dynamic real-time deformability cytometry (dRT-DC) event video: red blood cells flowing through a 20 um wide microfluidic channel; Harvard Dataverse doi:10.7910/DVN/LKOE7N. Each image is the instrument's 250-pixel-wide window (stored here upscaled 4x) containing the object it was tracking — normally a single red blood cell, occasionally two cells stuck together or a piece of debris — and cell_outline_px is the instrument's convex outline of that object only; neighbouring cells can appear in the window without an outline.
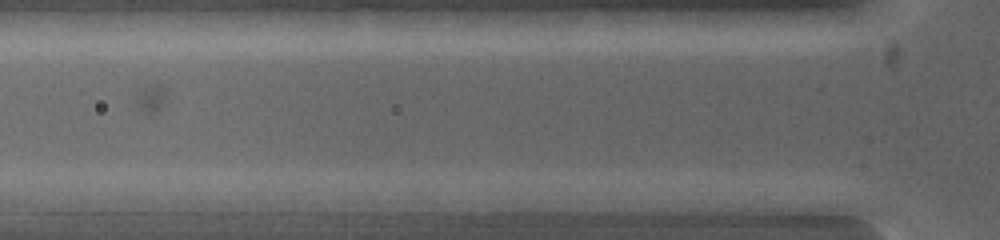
{"species": "common noctule bat (a hibernating species)", "species_latin": "Nyctalus noctula", "temperature_condition": "warm", "stored_images_in_passage": 5, "camera_frame_rate_fps": 5000, "um_per_image_px": 0.085, "animal": {"sex": "female", "body_mass_g": 19.0, "forearm_length_mm": 53.3}, "frame": {"image": 1, "passage_image": 2, "time_ms": 0.2, "image_size_px": [1000, 240], "cell_outline_px": [[600, 200], [536, 212], [512, 212], [488, 200], [504, 192], [584, 192]], "centroid_in_image_um": [45.9, 17.05], "position_along_channel_um": 79.9, "area_um2": 11.44}}